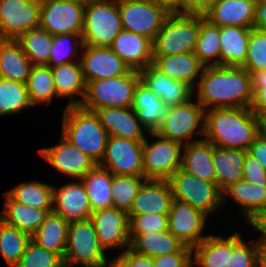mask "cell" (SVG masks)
Segmentation results:
<instances>
[{
  "instance_id": "obj_1",
  "label": "cell",
  "mask_w": 266,
  "mask_h": 267,
  "mask_svg": "<svg viewBox=\"0 0 266 267\" xmlns=\"http://www.w3.org/2000/svg\"><path fill=\"white\" fill-rule=\"evenodd\" d=\"M193 91L204 110L250 108L253 100L250 73L243 67H204Z\"/></svg>"
},
{
  "instance_id": "obj_2",
  "label": "cell",
  "mask_w": 266,
  "mask_h": 267,
  "mask_svg": "<svg viewBox=\"0 0 266 267\" xmlns=\"http://www.w3.org/2000/svg\"><path fill=\"white\" fill-rule=\"evenodd\" d=\"M262 120L250 108H213L204 111V139L221 148L248 150L260 134Z\"/></svg>"
},
{
  "instance_id": "obj_3",
  "label": "cell",
  "mask_w": 266,
  "mask_h": 267,
  "mask_svg": "<svg viewBox=\"0 0 266 267\" xmlns=\"http://www.w3.org/2000/svg\"><path fill=\"white\" fill-rule=\"evenodd\" d=\"M61 135L99 164L104 156L109 135L95 112L80 106H66Z\"/></svg>"
},
{
  "instance_id": "obj_4",
  "label": "cell",
  "mask_w": 266,
  "mask_h": 267,
  "mask_svg": "<svg viewBox=\"0 0 266 267\" xmlns=\"http://www.w3.org/2000/svg\"><path fill=\"white\" fill-rule=\"evenodd\" d=\"M200 33V15H169L154 40L153 56H172L193 52Z\"/></svg>"
},
{
  "instance_id": "obj_5",
  "label": "cell",
  "mask_w": 266,
  "mask_h": 267,
  "mask_svg": "<svg viewBox=\"0 0 266 267\" xmlns=\"http://www.w3.org/2000/svg\"><path fill=\"white\" fill-rule=\"evenodd\" d=\"M139 81V71L131 70L124 76L88 82L80 107L91 112L100 108H129Z\"/></svg>"
},
{
  "instance_id": "obj_6",
  "label": "cell",
  "mask_w": 266,
  "mask_h": 267,
  "mask_svg": "<svg viewBox=\"0 0 266 267\" xmlns=\"http://www.w3.org/2000/svg\"><path fill=\"white\" fill-rule=\"evenodd\" d=\"M121 30L118 0H92L84 6V45L109 47Z\"/></svg>"
},
{
  "instance_id": "obj_7",
  "label": "cell",
  "mask_w": 266,
  "mask_h": 267,
  "mask_svg": "<svg viewBox=\"0 0 266 267\" xmlns=\"http://www.w3.org/2000/svg\"><path fill=\"white\" fill-rule=\"evenodd\" d=\"M174 199L186 202L210 216L223 207L222 192L215 182L206 181L177 169L167 179Z\"/></svg>"
},
{
  "instance_id": "obj_8",
  "label": "cell",
  "mask_w": 266,
  "mask_h": 267,
  "mask_svg": "<svg viewBox=\"0 0 266 267\" xmlns=\"http://www.w3.org/2000/svg\"><path fill=\"white\" fill-rule=\"evenodd\" d=\"M100 246L92 220L71 221L67 229L64 266L100 267L106 259Z\"/></svg>"
},
{
  "instance_id": "obj_9",
  "label": "cell",
  "mask_w": 266,
  "mask_h": 267,
  "mask_svg": "<svg viewBox=\"0 0 266 267\" xmlns=\"http://www.w3.org/2000/svg\"><path fill=\"white\" fill-rule=\"evenodd\" d=\"M204 111L203 107L192 99L184 104L173 106L156 133L182 145L200 140L193 137L194 134L204 136Z\"/></svg>"
},
{
  "instance_id": "obj_10",
  "label": "cell",
  "mask_w": 266,
  "mask_h": 267,
  "mask_svg": "<svg viewBox=\"0 0 266 267\" xmlns=\"http://www.w3.org/2000/svg\"><path fill=\"white\" fill-rule=\"evenodd\" d=\"M147 135L155 138L154 142L143 141V172L146 179L167 180L181 167L183 145L159 136L156 132Z\"/></svg>"
},
{
  "instance_id": "obj_11",
  "label": "cell",
  "mask_w": 266,
  "mask_h": 267,
  "mask_svg": "<svg viewBox=\"0 0 266 267\" xmlns=\"http://www.w3.org/2000/svg\"><path fill=\"white\" fill-rule=\"evenodd\" d=\"M122 29L154 40L169 14L151 0H118Z\"/></svg>"
},
{
  "instance_id": "obj_12",
  "label": "cell",
  "mask_w": 266,
  "mask_h": 267,
  "mask_svg": "<svg viewBox=\"0 0 266 267\" xmlns=\"http://www.w3.org/2000/svg\"><path fill=\"white\" fill-rule=\"evenodd\" d=\"M84 6L68 0H41L40 25L52 36L82 34Z\"/></svg>"
},
{
  "instance_id": "obj_13",
  "label": "cell",
  "mask_w": 266,
  "mask_h": 267,
  "mask_svg": "<svg viewBox=\"0 0 266 267\" xmlns=\"http://www.w3.org/2000/svg\"><path fill=\"white\" fill-rule=\"evenodd\" d=\"M98 165L113 175L144 176L143 142L109 136L104 156Z\"/></svg>"
},
{
  "instance_id": "obj_14",
  "label": "cell",
  "mask_w": 266,
  "mask_h": 267,
  "mask_svg": "<svg viewBox=\"0 0 266 267\" xmlns=\"http://www.w3.org/2000/svg\"><path fill=\"white\" fill-rule=\"evenodd\" d=\"M41 0H0V39L17 40L40 25Z\"/></svg>"
},
{
  "instance_id": "obj_15",
  "label": "cell",
  "mask_w": 266,
  "mask_h": 267,
  "mask_svg": "<svg viewBox=\"0 0 266 267\" xmlns=\"http://www.w3.org/2000/svg\"><path fill=\"white\" fill-rule=\"evenodd\" d=\"M208 215L186 202L173 199L168 213V230L186 246L200 244L208 235H203Z\"/></svg>"
},
{
  "instance_id": "obj_16",
  "label": "cell",
  "mask_w": 266,
  "mask_h": 267,
  "mask_svg": "<svg viewBox=\"0 0 266 267\" xmlns=\"http://www.w3.org/2000/svg\"><path fill=\"white\" fill-rule=\"evenodd\" d=\"M93 222L100 246L106 251L130 246L129 217L126 211L114 207L92 212Z\"/></svg>"
},
{
  "instance_id": "obj_17",
  "label": "cell",
  "mask_w": 266,
  "mask_h": 267,
  "mask_svg": "<svg viewBox=\"0 0 266 267\" xmlns=\"http://www.w3.org/2000/svg\"><path fill=\"white\" fill-rule=\"evenodd\" d=\"M40 154L59 173L73 179H81L87 172L93 169L97 163L72 145L62 135L58 144L41 148Z\"/></svg>"
},
{
  "instance_id": "obj_18",
  "label": "cell",
  "mask_w": 266,
  "mask_h": 267,
  "mask_svg": "<svg viewBox=\"0 0 266 267\" xmlns=\"http://www.w3.org/2000/svg\"><path fill=\"white\" fill-rule=\"evenodd\" d=\"M80 57L86 83L128 74L130 67L110 47L84 45Z\"/></svg>"
},
{
  "instance_id": "obj_19",
  "label": "cell",
  "mask_w": 266,
  "mask_h": 267,
  "mask_svg": "<svg viewBox=\"0 0 266 267\" xmlns=\"http://www.w3.org/2000/svg\"><path fill=\"white\" fill-rule=\"evenodd\" d=\"M52 212L66 221L89 219L92 214L88 194L81 179L66 183L58 188L53 186Z\"/></svg>"
},
{
  "instance_id": "obj_20",
  "label": "cell",
  "mask_w": 266,
  "mask_h": 267,
  "mask_svg": "<svg viewBox=\"0 0 266 267\" xmlns=\"http://www.w3.org/2000/svg\"><path fill=\"white\" fill-rule=\"evenodd\" d=\"M139 74L140 81L170 107L194 99V91L190 85L170 79L167 74L159 71L153 64L140 70Z\"/></svg>"
},
{
  "instance_id": "obj_21",
  "label": "cell",
  "mask_w": 266,
  "mask_h": 267,
  "mask_svg": "<svg viewBox=\"0 0 266 267\" xmlns=\"http://www.w3.org/2000/svg\"><path fill=\"white\" fill-rule=\"evenodd\" d=\"M174 197L165 179H146L127 212L129 220L135 215L168 214Z\"/></svg>"
},
{
  "instance_id": "obj_22",
  "label": "cell",
  "mask_w": 266,
  "mask_h": 267,
  "mask_svg": "<svg viewBox=\"0 0 266 267\" xmlns=\"http://www.w3.org/2000/svg\"><path fill=\"white\" fill-rule=\"evenodd\" d=\"M94 112L109 136L143 142L146 139L144 133H149L131 107L100 108Z\"/></svg>"
},
{
  "instance_id": "obj_23",
  "label": "cell",
  "mask_w": 266,
  "mask_h": 267,
  "mask_svg": "<svg viewBox=\"0 0 266 267\" xmlns=\"http://www.w3.org/2000/svg\"><path fill=\"white\" fill-rule=\"evenodd\" d=\"M131 70L140 71L153 63L152 40L122 29L109 46Z\"/></svg>"
},
{
  "instance_id": "obj_24",
  "label": "cell",
  "mask_w": 266,
  "mask_h": 267,
  "mask_svg": "<svg viewBox=\"0 0 266 267\" xmlns=\"http://www.w3.org/2000/svg\"><path fill=\"white\" fill-rule=\"evenodd\" d=\"M256 0H218L204 17L211 24L253 28Z\"/></svg>"
},
{
  "instance_id": "obj_25",
  "label": "cell",
  "mask_w": 266,
  "mask_h": 267,
  "mask_svg": "<svg viewBox=\"0 0 266 267\" xmlns=\"http://www.w3.org/2000/svg\"><path fill=\"white\" fill-rule=\"evenodd\" d=\"M131 108L148 132H156L171 109L141 81L135 87Z\"/></svg>"
},
{
  "instance_id": "obj_26",
  "label": "cell",
  "mask_w": 266,
  "mask_h": 267,
  "mask_svg": "<svg viewBox=\"0 0 266 267\" xmlns=\"http://www.w3.org/2000/svg\"><path fill=\"white\" fill-rule=\"evenodd\" d=\"M129 237L131 250L151 258L175 252H192L191 247L182 243L169 230L129 234Z\"/></svg>"
},
{
  "instance_id": "obj_27",
  "label": "cell",
  "mask_w": 266,
  "mask_h": 267,
  "mask_svg": "<svg viewBox=\"0 0 266 267\" xmlns=\"http://www.w3.org/2000/svg\"><path fill=\"white\" fill-rule=\"evenodd\" d=\"M246 153V150L239 148L214 146L212 165L215 171V183L221 192L243 179Z\"/></svg>"
},
{
  "instance_id": "obj_28",
  "label": "cell",
  "mask_w": 266,
  "mask_h": 267,
  "mask_svg": "<svg viewBox=\"0 0 266 267\" xmlns=\"http://www.w3.org/2000/svg\"><path fill=\"white\" fill-rule=\"evenodd\" d=\"M152 64L159 71L167 74L170 79L185 82L193 89L197 84L195 81H199L204 68L193 52L172 56H153Z\"/></svg>"
},
{
  "instance_id": "obj_29",
  "label": "cell",
  "mask_w": 266,
  "mask_h": 267,
  "mask_svg": "<svg viewBox=\"0 0 266 267\" xmlns=\"http://www.w3.org/2000/svg\"><path fill=\"white\" fill-rule=\"evenodd\" d=\"M231 197L241 206L242 215L249 222L255 215L266 211V185H253L245 180H240L222 192V205Z\"/></svg>"
},
{
  "instance_id": "obj_30",
  "label": "cell",
  "mask_w": 266,
  "mask_h": 267,
  "mask_svg": "<svg viewBox=\"0 0 266 267\" xmlns=\"http://www.w3.org/2000/svg\"><path fill=\"white\" fill-rule=\"evenodd\" d=\"M51 70L57 97L69 98L67 106H80L86 91L80 61L55 66ZM74 95L82 98L78 100Z\"/></svg>"
},
{
  "instance_id": "obj_31",
  "label": "cell",
  "mask_w": 266,
  "mask_h": 267,
  "mask_svg": "<svg viewBox=\"0 0 266 267\" xmlns=\"http://www.w3.org/2000/svg\"><path fill=\"white\" fill-rule=\"evenodd\" d=\"M213 150L214 145L204 138L183 145L180 168L193 176L215 182Z\"/></svg>"
},
{
  "instance_id": "obj_32",
  "label": "cell",
  "mask_w": 266,
  "mask_h": 267,
  "mask_svg": "<svg viewBox=\"0 0 266 267\" xmlns=\"http://www.w3.org/2000/svg\"><path fill=\"white\" fill-rule=\"evenodd\" d=\"M4 208L0 218L6 223L13 225L30 237L46 221L52 209H36L14 201L6 192Z\"/></svg>"
},
{
  "instance_id": "obj_33",
  "label": "cell",
  "mask_w": 266,
  "mask_h": 267,
  "mask_svg": "<svg viewBox=\"0 0 266 267\" xmlns=\"http://www.w3.org/2000/svg\"><path fill=\"white\" fill-rule=\"evenodd\" d=\"M232 235H208L192 247V264L199 267H229Z\"/></svg>"
},
{
  "instance_id": "obj_34",
  "label": "cell",
  "mask_w": 266,
  "mask_h": 267,
  "mask_svg": "<svg viewBox=\"0 0 266 267\" xmlns=\"http://www.w3.org/2000/svg\"><path fill=\"white\" fill-rule=\"evenodd\" d=\"M32 63L14 39H0V78L25 84Z\"/></svg>"
},
{
  "instance_id": "obj_35",
  "label": "cell",
  "mask_w": 266,
  "mask_h": 267,
  "mask_svg": "<svg viewBox=\"0 0 266 267\" xmlns=\"http://www.w3.org/2000/svg\"><path fill=\"white\" fill-rule=\"evenodd\" d=\"M250 30L238 26L219 27L220 66L242 67L244 65Z\"/></svg>"
},
{
  "instance_id": "obj_36",
  "label": "cell",
  "mask_w": 266,
  "mask_h": 267,
  "mask_svg": "<svg viewBox=\"0 0 266 267\" xmlns=\"http://www.w3.org/2000/svg\"><path fill=\"white\" fill-rule=\"evenodd\" d=\"M81 181L85 185L92 212L113 207V174L108 169L97 164L81 178Z\"/></svg>"
},
{
  "instance_id": "obj_37",
  "label": "cell",
  "mask_w": 266,
  "mask_h": 267,
  "mask_svg": "<svg viewBox=\"0 0 266 267\" xmlns=\"http://www.w3.org/2000/svg\"><path fill=\"white\" fill-rule=\"evenodd\" d=\"M68 224L59 214L50 212L46 221L31 236V240L64 259Z\"/></svg>"
},
{
  "instance_id": "obj_38",
  "label": "cell",
  "mask_w": 266,
  "mask_h": 267,
  "mask_svg": "<svg viewBox=\"0 0 266 267\" xmlns=\"http://www.w3.org/2000/svg\"><path fill=\"white\" fill-rule=\"evenodd\" d=\"M25 84L32 106L49 105L53 98H58L48 65H33Z\"/></svg>"
},
{
  "instance_id": "obj_39",
  "label": "cell",
  "mask_w": 266,
  "mask_h": 267,
  "mask_svg": "<svg viewBox=\"0 0 266 267\" xmlns=\"http://www.w3.org/2000/svg\"><path fill=\"white\" fill-rule=\"evenodd\" d=\"M193 53L204 66H220L219 27L200 15V33Z\"/></svg>"
},
{
  "instance_id": "obj_40",
  "label": "cell",
  "mask_w": 266,
  "mask_h": 267,
  "mask_svg": "<svg viewBox=\"0 0 266 267\" xmlns=\"http://www.w3.org/2000/svg\"><path fill=\"white\" fill-rule=\"evenodd\" d=\"M53 186L40 181L23 182L6 193L16 202L36 209H52Z\"/></svg>"
},
{
  "instance_id": "obj_41",
  "label": "cell",
  "mask_w": 266,
  "mask_h": 267,
  "mask_svg": "<svg viewBox=\"0 0 266 267\" xmlns=\"http://www.w3.org/2000/svg\"><path fill=\"white\" fill-rule=\"evenodd\" d=\"M17 41L32 65H47L53 43L50 33L37 27L23 33Z\"/></svg>"
},
{
  "instance_id": "obj_42",
  "label": "cell",
  "mask_w": 266,
  "mask_h": 267,
  "mask_svg": "<svg viewBox=\"0 0 266 267\" xmlns=\"http://www.w3.org/2000/svg\"><path fill=\"white\" fill-rule=\"evenodd\" d=\"M30 240L28 234L0 218V253L7 267H14L19 262Z\"/></svg>"
},
{
  "instance_id": "obj_43",
  "label": "cell",
  "mask_w": 266,
  "mask_h": 267,
  "mask_svg": "<svg viewBox=\"0 0 266 267\" xmlns=\"http://www.w3.org/2000/svg\"><path fill=\"white\" fill-rule=\"evenodd\" d=\"M32 107L26 84L0 78V117Z\"/></svg>"
},
{
  "instance_id": "obj_44",
  "label": "cell",
  "mask_w": 266,
  "mask_h": 267,
  "mask_svg": "<svg viewBox=\"0 0 266 267\" xmlns=\"http://www.w3.org/2000/svg\"><path fill=\"white\" fill-rule=\"evenodd\" d=\"M84 43L81 34H57L53 36L51 54L47 65L52 68L62 64L79 61L76 54L83 49Z\"/></svg>"
},
{
  "instance_id": "obj_45",
  "label": "cell",
  "mask_w": 266,
  "mask_h": 267,
  "mask_svg": "<svg viewBox=\"0 0 266 267\" xmlns=\"http://www.w3.org/2000/svg\"><path fill=\"white\" fill-rule=\"evenodd\" d=\"M145 180L144 176L113 175L111 189L113 207L128 212Z\"/></svg>"
},
{
  "instance_id": "obj_46",
  "label": "cell",
  "mask_w": 266,
  "mask_h": 267,
  "mask_svg": "<svg viewBox=\"0 0 266 267\" xmlns=\"http://www.w3.org/2000/svg\"><path fill=\"white\" fill-rule=\"evenodd\" d=\"M14 267H65L63 259L54 252L38 246L30 240L24 254Z\"/></svg>"
},
{
  "instance_id": "obj_47",
  "label": "cell",
  "mask_w": 266,
  "mask_h": 267,
  "mask_svg": "<svg viewBox=\"0 0 266 267\" xmlns=\"http://www.w3.org/2000/svg\"><path fill=\"white\" fill-rule=\"evenodd\" d=\"M242 67L248 72L266 70V31L250 30L247 56Z\"/></svg>"
},
{
  "instance_id": "obj_48",
  "label": "cell",
  "mask_w": 266,
  "mask_h": 267,
  "mask_svg": "<svg viewBox=\"0 0 266 267\" xmlns=\"http://www.w3.org/2000/svg\"><path fill=\"white\" fill-rule=\"evenodd\" d=\"M241 235L239 232L232 235L229 267H256L257 244L253 241L249 242L251 245L246 243Z\"/></svg>"
},
{
  "instance_id": "obj_49",
  "label": "cell",
  "mask_w": 266,
  "mask_h": 267,
  "mask_svg": "<svg viewBox=\"0 0 266 267\" xmlns=\"http://www.w3.org/2000/svg\"><path fill=\"white\" fill-rule=\"evenodd\" d=\"M168 230V214L135 215L129 222V234H145Z\"/></svg>"
},
{
  "instance_id": "obj_50",
  "label": "cell",
  "mask_w": 266,
  "mask_h": 267,
  "mask_svg": "<svg viewBox=\"0 0 266 267\" xmlns=\"http://www.w3.org/2000/svg\"><path fill=\"white\" fill-rule=\"evenodd\" d=\"M243 180L253 185H266V171L260 163L246 153L243 168Z\"/></svg>"
},
{
  "instance_id": "obj_51",
  "label": "cell",
  "mask_w": 266,
  "mask_h": 267,
  "mask_svg": "<svg viewBox=\"0 0 266 267\" xmlns=\"http://www.w3.org/2000/svg\"><path fill=\"white\" fill-rule=\"evenodd\" d=\"M154 267H193L192 252H175L153 258Z\"/></svg>"
},
{
  "instance_id": "obj_52",
  "label": "cell",
  "mask_w": 266,
  "mask_h": 267,
  "mask_svg": "<svg viewBox=\"0 0 266 267\" xmlns=\"http://www.w3.org/2000/svg\"><path fill=\"white\" fill-rule=\"evenodd\" d=\"M126 262L128 267H154L153 258L141 255L130 248H127L119 254Z\"/></svg>"
},
{
  "instance_id": "obj_53",
  "label": "cell",
  "mask_w": 266,
  "mask_h": 267,
  "mask_svg": "<svg viewBox=\"0 0 266 267\" xmlns=\"http://www.w3.org/2000/svg\"><path fill=\"white\" fill-rule=\"evenodd\" d=\"M247 153L255 158L266 171V138L261 133L249 146Z\"/></svg>"
},
{
  "instance_id": "obj_54",
  "label": "cell",
  "mask_w": 266,
  "mask_h": 267,
  "mask_svg": "<svg viewBox=\"0 0 266 267\" xmlns=\"http://www.w3.org/2000/svg\"><path fill=\"white\" fill-rule=\"evenodd\" d=\"M218 0H183V14L204 15Z\"/></svg>"
},
{
  "instance_id": "obj_55",
  "label": "cell",
  "mask_w": 266,
  "mask_h": 267,
  "mask_svg": "<svg viewBox=\"0 0 266 267\" xmlns=\"http://www.w3.org/2000/svg\"><path fill=\"white\" fill-rule=\"evenodd\" d=\"M250 109L259 119L263 120L266 117V86L253 95Z\"/></svg>"
},
{
  "instance_id": "obj_56",
  "label": "cell",
  "mask_w": 266,
  "mask_h": 267,
  "mask_svg": "<svg viewBox=\"0 0 266 267\" xmlns=\"http://www.w3.org/2000/svg\"><path fill=\"white\" fill-rule=\"evenodd\" d=\"M250 226L262 234L255 242L257 246H266V211L255 215L249 222Z\"/></svg>"
},
{
  "instance_id": "obj_57",
  "label": "cell",
  "mask_w": 266,
  "mask_h": 267,
  "mask_svg": "<svg viewBox=\"0 0 266 267\" xmlns=\"http://www.w3.org/2000/svg\"><path fill=\"white\" fill-rule=\"evenodd\" d=\"M253 28L266 31V1L256 0Z\"/></svg>"
},
{
  "instance_id": "obj_58",
  "label": "cell",
  "mask_w": 266,
  "mask_h": 267,
  "mask_svg": "<svg viewBox=\"0 0 266 267\" xmlns=\"http://www.w3.org/2000/svg\"><path fill=\"white\" fill-rule=\"evenodd\" d=\"M169 15L183 14V0H151Z\"/></svg>"
},
{
  "instance_id": "obj_59",
  "label": "cell",
  "mask_w": 266,
  "mask_h": 267,
  "mask_svg": "<svg viewBox=\"0 0 266 267\" xmlns=\"http://www.w3.org/2000/svg\"><path fill=\"white\" fill-rule=\"evenodd\" d=\"M249 73L252 94L254 95L259 89H263V86H266V70Z\"/></svg>"
},
{
  "instance_id": "obj_60",
  "label": "cell",
  "mask_w": 266,
  "mask_h": 267,
  "mask_svg": "<svg viewBox=\"0 0 266 267\" xmlns=\"http://www.w3.org/2000/svg\"><path fill=\"white\" fill-rule=\"evenodd\" d=\"M106 259L103 261L100 267H107L109 264L110 267H128L127 262L119 255L117 258H112L110 261Z\"/></svg>"
},
{
  "instance_id": "obj_61",
  "label": "cell",
  "mask_w": 266,
  "mask_h": 267,
  "mask_svg": "<svg viewBox=\"0 0 266 267\" xmlns=\"http://www.w3.org/2000/svg\"><path fill=\"white\" fill-rule=\"evenodd\" d=\"M256 267H266V246H257Z\"/></svg>"
},
{
  "instance_id": "obj_62",
  "label": "cell",
  "mask_w": 266,
  "mask_h": 267,
  "mask_svg": "<svg viewBox=\"0 0 266 267\" xmlns=\"http://www.w3.org/2000/svg\"><path fill=\"white\" fill-rule=\"evenodd\" d=\"M68 1H74V2H78L80 4L86 5L89 2H91L92 0H68Z\"/></svg>"
},
{
  "instance_id": "obj_63",
  "label": "cell",
  "mask_w": 266,
  "mask_h": 267,
  "mask_svg": "<svg viewBox=\"0 0 266 267\" xmlns=\"http://www.w3.org/2000/svg\"><path fill=\"white\" fill-rule=\"evenodd\" d=\"M260 133L266 138V126L260 127Z\"/></svg>"
},
{
  "instance_id": "obj_64",
  "label": "cell",
  "mask_w": 266,
  "mask_h": 267,
  "mask_svg": "<svg viewBox=\"0 0 266 267\" xmlns=\"http://www.w3.org/2000/svg\"><path fill=\"white\" fill-rule=\"evenodd\" d=\"M261 126H266V117L262 120Z\"/></svg>"
}]
</instances>
